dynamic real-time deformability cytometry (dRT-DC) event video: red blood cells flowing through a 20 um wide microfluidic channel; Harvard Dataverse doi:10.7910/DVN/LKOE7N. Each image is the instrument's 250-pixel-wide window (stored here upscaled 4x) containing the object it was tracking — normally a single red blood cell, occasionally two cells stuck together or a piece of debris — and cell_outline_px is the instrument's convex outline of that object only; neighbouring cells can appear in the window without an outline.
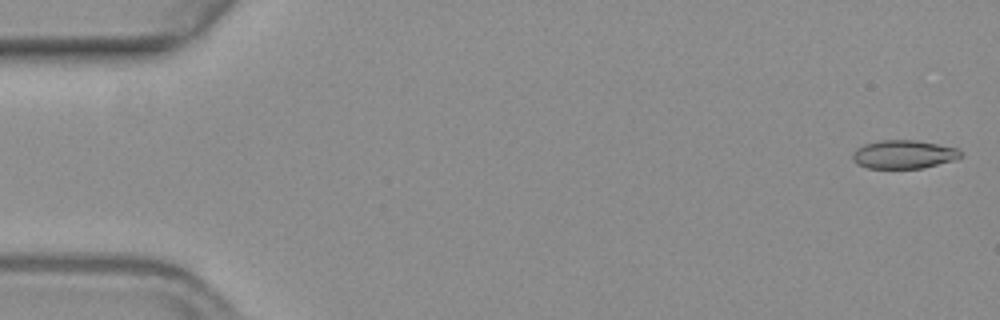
{"species": "common noctule bat (a hibernating species)", "species_latin": "Nyctalus noctula", "temperature_condition": "warm", "stored_images_in_passage": 17, "camera_frame_rate_fps": 3000, "um_per_image_px": 0.085, "animal": {"sex": "female", "body_mass_g": 19.3, "forearm_length_mm": 54.1}, "frame": {"image": 1, "passage_image": 2, "time_ms": 0.333, "image_size_px": [1000, 320], "cell_outline_px": [[960, 156], [952, 160], [920, 168], [868, 168], [856, 164], [852, 156], [856, 148], [864, 144], [880, 140], [916, 140], [956, 148], [960, 152]], "centroid_in_image_um": [76.74, 13.11], "position_along_channel_um": 8.3, "area_um2": 17.57}}
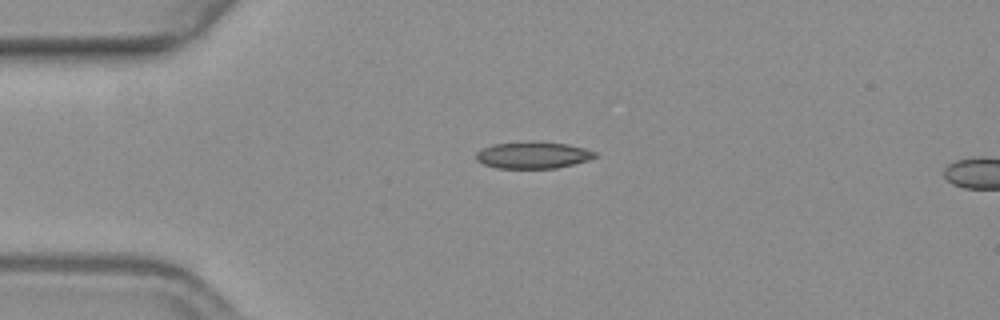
{"frame": {"image": 2, "passage_image": 14, "time_ms": 4.333, "image_size_px": [1000, 320], "cell_outline_px": [[596, 156], [588, 160], [556, 168], [496, 168], [484, 164], [476, 160], [476, 152], [480, 148], [492, 144], [528, 140], [532, 140], [568, 144], [584, 148], [596, 152]], "centroid_in_image_um": [45.25, 13.16], "position_along_channel_um": 39.8, "area_um2": 18.84}}